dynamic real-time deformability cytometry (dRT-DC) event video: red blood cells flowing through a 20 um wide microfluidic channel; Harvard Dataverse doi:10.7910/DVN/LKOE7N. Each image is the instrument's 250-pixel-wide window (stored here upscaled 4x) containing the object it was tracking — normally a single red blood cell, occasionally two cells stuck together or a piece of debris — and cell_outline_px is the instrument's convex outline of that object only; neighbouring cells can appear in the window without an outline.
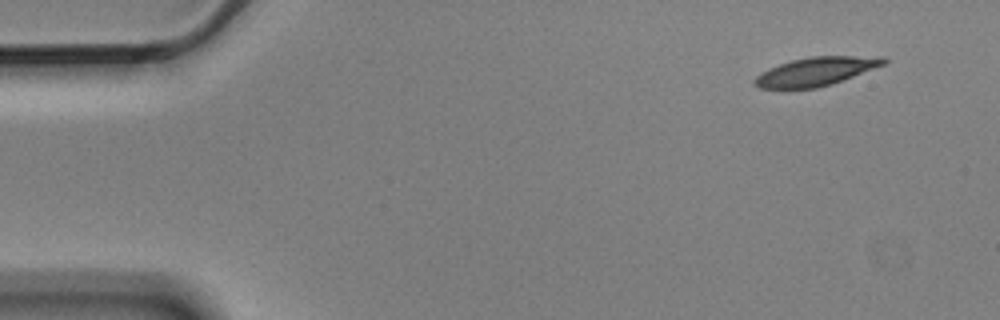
{"species": "Egyptian fruit bat (a non-hibernating species)", "species_latin": "Rousettus aegyptiacus", "temperature_condition": "cold", "stored_images_in_passage": 5, "segment_of_instrument_passage": [2, 2], "camera_frame_rate_fps": 3000, "um_per_image_px": 0.085, "animal": {"sex": "male"}, "frame": {"image": 1, "passage_image": 5, "time_ms": 1.333, "image_size_px": [1000, 320], "cell_outline_px": [[888, 60], [884, 64], [832, 84], [816, 88], [760, 88], [752, 84], [752, 80], [760, 72], [768, 68], [792, 60], [812, 56], [884, 56]], "centroid_in_image_um": [69.32, 6.07], "position_along_channel_um": 15.7, "area_um2": 21.39}}